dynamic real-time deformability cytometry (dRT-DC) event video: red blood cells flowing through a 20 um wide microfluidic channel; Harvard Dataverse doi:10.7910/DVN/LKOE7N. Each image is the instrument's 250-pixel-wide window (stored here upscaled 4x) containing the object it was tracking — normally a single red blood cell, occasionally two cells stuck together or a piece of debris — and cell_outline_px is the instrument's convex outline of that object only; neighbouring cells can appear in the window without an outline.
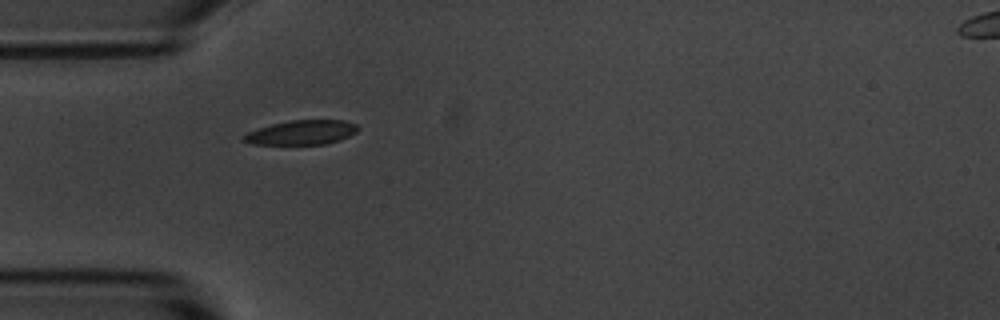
{"species": "common noctule bat (a hibernating species)", "species_latin": "Nyctalus noctula", "temperature_condition": "room temperature", "stored_images_in_passage": 2, "segment_of_instrument_passage": [1, 2], "camera_frame_rate_fps": 3000, "um_per_image_px": 0.085, "animal": {"sex": "male", "body_mass_g": 20.1, "forearm_length_mm": 53.5}, "frame": {"image": 1, "passage_image": 1, "time_ms": 0.0, "image_size_px": [1000, 320], "cell_outline_px": [[360, 128], [356, 132], [348, 136], [324, 144], [252, 144], [240, 140], [248, 132], [272, 124], [292, 120], [344, 120], [356, 124]], "centroid_in_image_um": [25.64, 11.25], "position_along_channel_um": 59.4, "area_um2": 16.01}}